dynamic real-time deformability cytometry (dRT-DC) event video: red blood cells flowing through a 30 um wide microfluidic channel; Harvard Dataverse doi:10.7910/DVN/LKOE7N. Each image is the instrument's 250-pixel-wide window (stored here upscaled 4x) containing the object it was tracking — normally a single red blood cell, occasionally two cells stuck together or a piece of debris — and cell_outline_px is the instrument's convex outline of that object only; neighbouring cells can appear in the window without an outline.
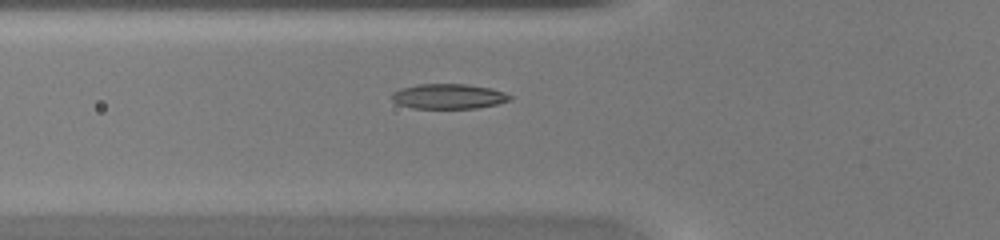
{"species": "common noctule bat (a hibernating species)", "species_latin": "Nyctalus noctula", "temperature_condition": "warm", "stored_images_in_passage": 27, "camera_frame_rate_fps": 3000, "um_per_image_px": 0.085, "animal": {"sex": "female", "body_mass_g": 20.0, "forearm_length_mm": 54.0}, "frame": {"image": 1, "passage_image": 2, "time_ms": 0.333, "image_size_px": [1000, 240], "cell_outline_px": [[512, 100], [496, 104], [476, 108], [412, 108], [400, 104], [392, 100], [392, 92], [400, 88], [416, 84], [468, 84], [492, 88], [504, 92], [512, 96]], "centroid_in_image_um": [38.14, 8.18], "position_along_channel_um": 87.7, "area_um2": 17.28}}
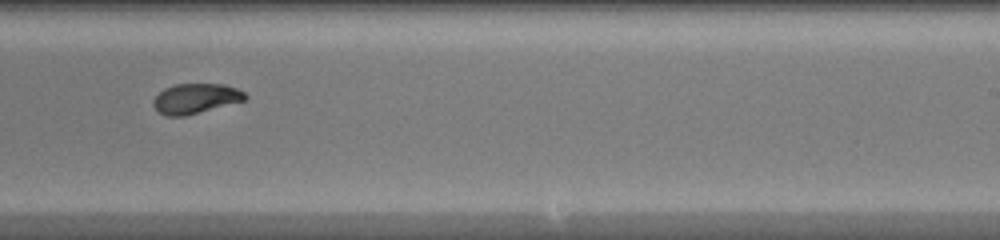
{"frame": {"image": 2, "passage_image": 14, "time_ms": 4.333, "image_size_px": [1000, 240], "cell_outline_px": [[248, 100], [184, 116], [164, 116], [152, 104], [152, 100], [164, 88], [176, 84], [224, 84], [236, 88], [244, 92], [248, 96]], "centroid_in_image_um": [16.65, 8.37], "position_along_channel_um": 272.3, "area_um2": 16.13}}
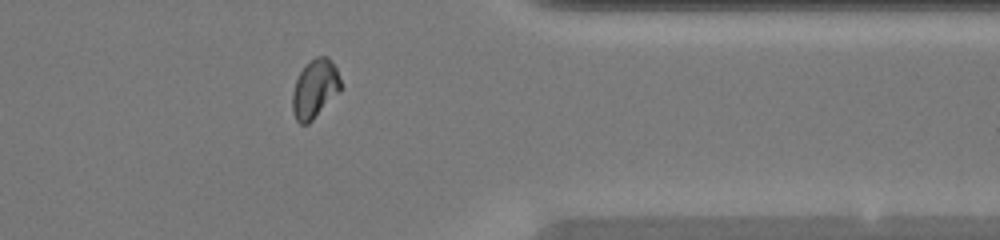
{"frame": {"image": 3, "passage_image": 22, "time_ms": 7.0, "image_size_px": [1000, 240], "cell_outline_px": [[340, 92], [308, 124], [300, 124], [296, 120], [292, 112], [292, 92], [296, 80], [300, 72], [316, 56], [328, 56], [332, 60], [336, 68], [340, 80]], "centroid_in_image_um": [26.76, 7.56], "position_along_channel_um": 384.6, "area_um2": 16.42}}